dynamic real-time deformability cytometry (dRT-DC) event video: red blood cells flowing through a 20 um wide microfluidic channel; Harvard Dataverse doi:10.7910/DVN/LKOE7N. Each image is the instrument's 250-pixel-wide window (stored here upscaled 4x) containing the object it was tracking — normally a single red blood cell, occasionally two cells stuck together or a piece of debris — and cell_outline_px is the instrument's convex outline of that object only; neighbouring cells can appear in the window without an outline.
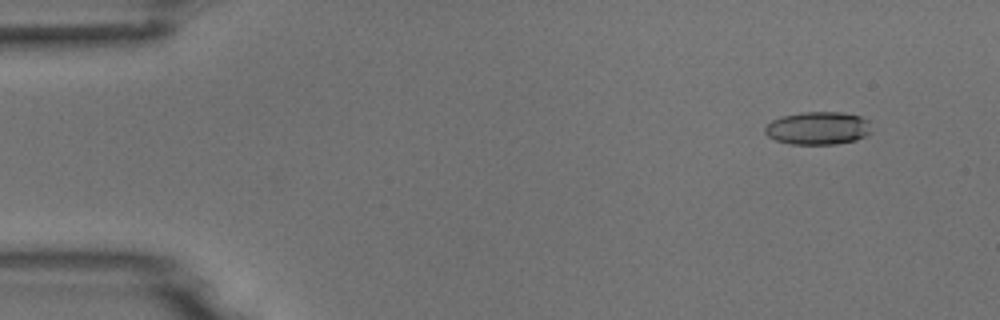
{"species": "common noctule bat (a hibernating species)", "species_latin": "Nyctalus noctula", "temperature_condition": "room temperature", "stored_images_in_passage": 5, "camera_frame_rate_fps": 3000, "um_per_image_px": 0.085, "animal": {"sex": "male", "body_mass_g": 18.8}, "frame": {"image": 1, "passage_image": 2, "time_ms": 1.0, "image_size_px": [1000, 320], "cell_outline_px": [[872, 132], [856, 140], [836, 144], [788, 144], [776, 140], [768, 136], [764, 132], [764, 128], [772, 120], [784, 116], [804, 112], [844, 112], [860, 116], [868, 120]], "centroid_in_image_um": [69.54, 10.9], "position_along_channel_um": 15.5, "area_um2": 20.46}}